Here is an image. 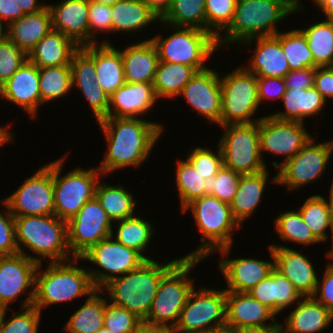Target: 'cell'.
<instances>
[{
  "label": "cell",
  "instance_id": "6da1fadb",
  "mask_svg": "<svg viewBox=\"0 0 333 333\" xmlns=\"http://www.w3.org/2000/svg\"><path fill=\"white\" fill-rule=\"evenodd\" d=\"M98 122L108 143L105 158L98 167L102 174L141 165L163 129L158 122L139 118L105 117Z\"/></svg>",
  "mask_w": 333,
  "mask_h": 333
},
{
  "label": "cell",
  "instance_id": "7a4b0ae2",
  "mask_svg": "<svg viewBox=\"0 0 333 333\" xmlns=\"http://www.w3.org/2000/svg\"><path fill=\"white\" fill-rule=\"evenodd\" d=\"M301 7L299 0H238L233 21L224 30L227 36L217 38L218 48L234 42L250 45L253 38L276 35V23Z\"/></svg>",
  "mask_w": 333,
  "mask_h": 333
},
{
  "label": "cell",
  "instance_id": "3957f363",
  "mask_svg": "<svg viewBox=\"0 0 333 333\" xmlns=\"http://www.w3.org/2000/svg\"><path fill=\"white\" fill-rule=\"evenodd\" d=\"M159 264L144 261L138 268L111 279L102 287L109 292L111 303L122 306L141 321L147 318L163 275L178 261Z\"/></svg>",
  "mask_w": 333,
  "mask_h": 333
},
{
  "label": "cell",
  "instance_id": "277c9868",
  "mask_svg": "<svg viewBox=\"0 0 333 333\" xmlns=\"http://www.w3.org/2000/svg\"><path fill=\"white\" fill-rule=\"evenodd\" d=\"M14 220L19 253L38 263H42L40 256L50 258V262H64L73 258L72 261L76 263L79 260L69 256L67 222L55 214L14 217ZM20 244L36 253L38 258L27 255Z\"/></svg>",
  "mask_w": 333,
  "mask_h": 333
},
{
  "label": "cell",
  "instance_id": "5b68a950",
  "mask_svg": "<svg viewBox=\"0 0 333 333\" xmlns=\"http://www.w3.org/2000/svg\"><path fill=\"white\" fill-rule=\"evenodd\" d=\"M189 208L203 234V243L185 257L205 258L217 249L225 257L233 241L231 231L240 228L232 216L230 205L216 197L205 195L192 200L181 211L185 213Z\"/></svg>",
  "mask_w": 333,
  "mask_h": 333
},
{
  "label": "cell",
  "instance_id": "8992f818",
  "mask_svg": "<svg viewBox=\"0 0 333 333\" xmlns=\"http://www.w3.org/2000/svg\"><path fill=\"white\" fill-rule=\"evenodd\" d=\"M50 262L47 270L40 271L39 263L35 276L33 306L40 312L43 307L90 295L96 290L88 270L74 263Z\"/></svg>",
  "mask_w": 333,
  "mask_h": 333
},
{
  "label": "cell",
  "instance_id": "52a82bcc",
  "mask_svg": "<svg viewBox=\"0 0 333 333\" xmlns=\"http://www.w3.org/2000/svg\"><path fill=\"white\" fill-rule=\"evenodd\" d=\"M202 259L181 257L163 275L156 297L144 322L175 327L188 296L194 288V283L192 279L187 277V274L189 275L195 264H198ZM167 322H171V324L168 325Z\"/></svg>",
  "mask_w": 333,
  "mask_h": 333
},
{
  "label": "cell",
  "instance_id": "ba28073f",
  "mask_svg": "<svg viewBox=\"0 0 333 333\" xmlns=\"http://www.w3.org/2000/svg\"><path fill=\"white\" fill-rule=\"evenodd\" d=\"M171 27L177 30L167 38L158 35L151 38L159 61L188 65L197 72L207 69L204 62L217 51V39L210 32L197 28Z\"/></svg>",
  "mask_w": 333,
  "mask_h": 333
},
{
  "label": "cell",
  "instance_id": "9c48e42d",
  "mask_svg": "<svg viewBox=\"0 0 333 333\" xmlns=\"http://www.w3.org/2000/svg\"><path fill=\"white\" fill-rule=\"evenodd\" d=\"M63 159L52 162L53 192L55 215L68 222L95 196L99 177L103 174L98 168L87 171L78 167L60 177Z\"/></svg>",
  "mask_w": 333,
  "mask_h": 333
},
{
  "label": "cell",
  "instance_id": "30bf717a",
  "mask_svg": "<svg viewBox=\"0 0 333 333\" xmlns=\"http://www.w3.org/2000/svg\"><path fill=\"white\" fill-rule=\"evenodd\" d=\"M219 145L223 166L246 175L266 169L262 160L259 139V121L254 123L227 124Z\"/></svg>",
  "mask_w": 333,
  "mask_h": 333
},
{
  "label": "cell",
  "instance_id": "8fae6325",
  "mask_svg": "<svg viewBox=\"0 0 333 333\" xmlns=\"http://www.w3.org/2000/svg\"><path fill=\"white\" fill-rule=\"evenodd\" d=\"M222 90L221 126L254 123L252 120L259 105L257 76L243 67L220 79ZM251 118V119H250Z\"/></svg>",
  "mask_w": 333,
  "mask_h": 333
},
{
  "label": "cell",
  "instance_id": "7c38bea8",
  "mask_svg": "<svg viewBox=\"0 0 333 333\" xmlns=\"http://www.w3.org/2000/svg\"><path fill=\"white\" fill-rule=\"evenodd\" d=\"M225 324L226 290L202 288L195 292L193 288L173 331L174 333H203Z\"/></svg>",
  "mask_w": 333,
  "mask_h": 333
},
{
  "label": "cell",
  "instance_id": "4fadbf2b",
  "mask_svg": "<svg viewBox=\"0 0 333 333\" xmlns=\"http://www.w3.org/2000/svg\"><path fill=\"white\" fill-rule=\"evenodd\" d=\"M313 142L311 137L305 146L287 161L280 164L274 161L273 166L280 170L272 181L294 190L321 177L331 157L333 141L319 144Z\"/></svg>",
  "mask_w": 333,
  "mask_h": 333
},
{
  "label": "cell",
  "instance_id": "5bb4252c",
  "mask_svg": "<svg viewBox=\"0 0 333 333\" xmlns=\"http://www.w3.org/2000/svg\"><path fill=\"white\" fill-rule=\"evenodd\" d=\"M113 236L112 234L99 241L79 258L97 264L102 270L107 271L88 270L96 289H102L111 279L117 277L116 274L124 275L146 261L137 251L120 244L117 240L113 241Z\"/></svg>",
  "mask_w": 333,
  "mask_h": 333
},
{
  "label": "cell",
  "instance_id": "9a60e30c",
  "mask_svg": "<svg viewBox=\"0 0 333 333\" xmlns=\"http://www.w3.org/2000/svg\"><path fill=\"white\" fill-rule=\"evenodd\" d=\"M111 222L96 196L86 202L67 222L70 255L80 258L99 241L112 236Z\"/></svg>",
  "mask_w": 333,
  "mask_h": 333
},
{
  "label": "cell",
  "instance_id": "2e32d148",
  "mask_svg": "<svg viewBox=\"0 0 333 333\" xmlns=\"http://www.w3.org/2000/svg\"><path fill=\"white\" fill-rule=\"evenodd\" d=\"M5 201L14 217L55 214L52 162L27 178Z\"/></svg>",
  "mask_w": 333,
  "mask_h": 333
},
{
  "label": "cell",
  "instance_id": "e0dca14e",
  "mask_svg": "<svg viewBox=\"0 0 333 333\" xmlns=\"http://www.w3.org/2000/svg\"><path fill=\"white\" fill-rule=\"evenodd\" d=\"M39 263L21 253L0 256V308L8 309L27 288L33 290L22 302V308L33 306L35 276Z\"/></svg>",
  "mask_w": 333,
  "mask_h": 333
},
{
  "label": "cell",
  "instance_id": "ac0fdd59",
  "mask_svg": "<svg viewBox=\"0 0 333 333\" xmlns=\"http://www.w3.org/2000/svg\"><path fill=\"white\" fill-rule=\"evenodd\" d=\"M303 123L285 121L272 115L259 120L260 152L285 155L284 161L293 158L311 139L312 136Z\"/></svg>",
  "mask_w": 333,
  "mask_h": 333
},
{
  "label": "cell",
  "instance_id": "d6986e66",
  "mask_svg": "<svg viewBox=\"0 0 333 333\" xmlns=\"http://www.w3.org/2000/svg\"><path fill=\"white\" fill-rule=\"evenodd\" d=\"M179 95H183L198 114L221 126L222 90L215 70L207 68L196 72Z\"/></svg>",
  "mask_w": 333,
  "mask_h": 333
},
{
  "label": "cell",
  "instance_id": "ffe728a7",
  "mask_svg": "<svg viewBox=\"0 0 333 333\" xmlns=\"http://www.w3.org/2000/svg\"><path fill=\"white\" fill-rule=\"evenodd\" d=\"M0 96L22 107L36 118L38 106L41 105L39 67L27 59L0 87Z\"/></svg>",
  "mask_w": 333,
  "mask_h": 333
},
{
  "label": "cell",
  "instance_id": "44dd1931",
  "mask_svg": "<svg viewBox=\"0 0 333 333\" xmlns=\"http://www.w3.org/2000/svg\"><path fill=\"white\" fill-rule=\"evenodd\" d=\"M275 269L285 276L302 297L313 296L318 278L312 263L300 252L276 244L270 245Z\"/></svg>",
  "mask_w": 333,
  "mask_h": 333
},
{
  "label": "cell",
  "instance_id": "7402d4cb",
  "mask_svg": "<svg viewBox=\"0 0 333 333\" xmlns=\"http://www.w3.org/2000/svg\"><path fill=\"white\" fill-rule=\"evenodd\" d=\"M275 315L248 292L226 291V325L235 330L276 325ZM269 319L273 324H266Z\"/></svg>",
  "mask_w": 333,
  "mask_h": 333
},
{
  "label": "cell",
  "instance_id": "603a6c76",
  "mask_svg": "<svg viewBox=\"0 0 333 333\" xmlns=\"http://www.w3.org/2000/svg\"><path fill=\"white\" fill-rule=\"evenodd\" d=\"M52 16V29L72 39L79 47L89 45V0H64L47 5Z\"/></svg>",
  "mask_w": 333,
  "mask_h": 333
},
{
  "label": "cell",
  "instance_id": "cb8c5ba5",
  "mask_svg": "<svg viewBox=\"0 0 333 333\" xmlns=\"http://www.w3.org/2000/svg\"><path fill=\"white\" fill-rule=\"evenodd\" d=\"M273 262L251 258L222 259L219 262L228 288L226 291L249 292L256 284L271 274L275 269L274 254L269 246Z\"/></svg>",
  "mask_w": 333,
  "mask_h": 333
},
{
  "label": "cell",
  "instance_id": "d4e9b609",
  "mask_svg": "<svg viewBox=\"0 0 333 333\" xmlns=\"http://www.w3.org/2000/svg\"><path fill=\"white\" fill-rule=\"evenodd\" d=\"M157 99L153 83H125L109 96L107 117L136 118L151 109Z\"/></svg>",
  "mask_w": 333,
  "mask_h": 333
},
{
  "label": "cell",
  "instance_id": "484cf974",
  "mask_svg": "<svg viewBox=\"0 0 333 333\" xmlns=\"http://www.w3.org/2000/svg\"><path fill=\"white\" fill-rule=\"evenodd\" d=\"M109 42L104 40L101 45L95 43L80 48L94 61L96 82L110 96L125 84V77L121 52Z\"/></svg>",
  "mask_w": 333,
  "mask_h": 333
},
{
  "label": "cell",
  "instance_id": "4316f807",
  "mask_svg": "<svg viewBox=\"0 0 333 333\" xmlns=\"http://www.w3.org/2000/svg\"><path fill=\"white\" fill-rule=\"evenodd\" d=\"M120 52L125 83L154 82L159 57L151 39L130 45Z\"/></svg>",
  "mask_w": 333,
  "mask_h": 333
},
{
  "label": "cell",
  "instance_id": "83f0119b",
  "mask_svg": "<svg viewBox=\"0 0 333 333\" xmlns=\"http://www.w3.org/2000/svg\"><path fill=\"white\" fill-rule=\"evenodd\" d=\"M256 50L245 69L257 77L284 78L290 72L286 56L281 48L280 33L256 37Z\"/></svg>",
  "mask_w": 333,
  "mask_h": 333
},
{
  "label": "cell",
  "instance_id": "f1b7e54d",
  "mask_svg": "<svg viewBox=\"0 0 333 333\" xmlns=\"http://www.w3.org/2000/svg\"><path fill=\"white\" fill-rule=\"evenodd\" d=\"M80 47L60 31L51 30L29 52L28 60L37 67L70 65Z\"/></svg>",
  "mask_w": 333,
  "mask_h": 333
},
{
  "label": "cell",
  "instance_id": "f546056e",
  "mask_svg": "<svg viewBox=\"0 0 333 333\" xmlns=\"http://www.w3.org/2000/svg\"><path fill=\"white\" fill-rule=\"evenodd\" d=\"M303 298L286 318V327L281 324L283 333H318L333 321V313L313 296Z\"/></svg>",
  "mask_w": 333,
  "mask_h": 333
},
{
  "label": "cell",
  "instance_id": "4dcf8cb0",
  "mask_svg": "<svg viewBox=\"0 0 333 333\" xmlns=\"http://www.w3.org/2000/svg\"><path fill=\"white\" fill-rule=\"evenodd\" d=\"M7 37L27 55L52 30V16L46 6L39 12L28 13L7 26Z\"/></svg>",
  "mask_w": 333,
  "mask_h": 333
},
{
  "label": "cell",
  "instance_id": "1f68e13d",
  "mask_svg": "<svg viewBox=\"0 0 333 333\" xmlns=\"http://www.w3.org/2000/svg\"><path fill=\"white\" fill-rule=\"evenodd\" d=\"M248 293L276 315L302 298L292 283L276 269Z\"/></svg>",
  "mask_w": 333,
  "mask_h": 333
},
{
  "label": "cell",
  "instance_id": "d6a6232c",
  "mask_svg": "<svg viewBox=\"0 0 333 333\" xmlns=\"http://www.w3.org/2000/svg\"><path fill=\"white\" fill-rule=\"evenodd\" d=\"M285 112H278L272 116L279 120L304 123L307 116L317 115L326 101L315 88L286 89L282 98Z\"/></svg>",
  "mask_w": 333,
  "mask_h": 333
},
{
  "label": "cell",
  "instance_id": "836d02e7",
  "mask_svg": "<svg viewBox=\"0 0 333 333\" xmlns=\"http://www.w3.org/2000/svg\"><path fill=\"white\" fill-rule=\"evenodd\" d=\"M267 169L256 174L241 175L239 185L230 203L233 218L241 225L258 206L268 179Z\"/></svg>",
  "mask_w": 333,
  "mask_h": 333
},
{
  "label": "cell",
  "instance_id": "e575fe53",
  "mask_svg": "<svg viewBox=\"0 0 333 333\" xmlns=\"http://www.w3.org/2000/svg\"><path fill=\"white\" fill-rule=\"evenodd\" d=\"M112 31L134 32L160 20L141 0H119L111 6Z\"/></svg>",
  "mask_w": 333,
  "mask_h": 333
},
{
  "label": "cell",
  "instance_id": "d590c367",
  "mask_svg": "<svg viewBox=\"0 0 333 333\" xmlns=\"http://www.w3.org/2000/svg\"><path fill=\"white\" fill-rule=\"evenodd\" d=\"M102 289L92 292L85 304L80 307L64 326L68 333H95L104 326L106 299L99 296Z\"/></svg>",
  "mask_w": 333,
  "mask_h": 333
},
{
  "label": "cell",
  "instance_id": "8d00e7d4",
  "mask_svg": "<svg viewBox=\"0 0 333 333\" xmlns=\"http://www.w3.org/2000/svg\"><path fill=\"white\" fill-rule=\"evenodd\" d=\"M196 72L188 65L159 61L153 82L157 98L178 97Z\"/></svg>",
  "mask_w": 333,
  "mask_h": 333
},
{
  "label": "cell",
  "instance_id": "74e56055",
  "mask_svg": "<svg viewBox=\"0 0 333 333\" xmlns=\"http://www.w3.org/2000/svg\"><path fill=\"white\" fill-rule=\"evenodd\" d=\"M206 0H172L160 22L173 27H192L206 31Z\"/></svg>",
  "mask_w": 333,
  "mask_h": 333
},
{
  "label": "cell",
  "instance_id": "f35d334b",
  "mask_svg": "<svg viewBox=\"0 0 333 333\" xmlns=\"http://www.w3.org/2000/svg\"><path fill=\"white\" fill-rule=\"evenodd\" d=\"M95 196L111 221H121L134 216L136 201L122 186L97 183Z\"/></svg>",
  "mask_w": 333,
  "mask_h": 333
},
{
  "label": "cell",
  "instance_id": "ab89813d",
  "mask_svg": "<svg viewBox=\"0 0 333 333\" xmlns=\"http://www.w3.org/2000/svg\"><path fill=\"white\" fill-rule=\"evenodd\" d=\"M313 62L317 67L333 63V21L325 20L303 29Z\"/></svg>",
  "mask_w": 333,
  "mask_h": 333
},
{
  "label": "cell",
  "instance_id": "60d3db41",
  "mask_svg": "<svg viewBox=\"0 0 333 333\" xmlns=\"http://www.w3.org/2000/svg\"><path fill=\"white\" fill-rule=\"evenodd\" d=\"M70 65L39 68L41 104L62 97L72 88Z\"/></svg>",
  "mask_w": 333,
  "mask_h": 333
},
{
  "label": "cell",
  "instance_id": "b9f144b4",
  "mask_svg": "<svg viewBox=\"0 0 333 333\" xmlns=\"http://www.w3.org/2000/svg\"><path fill=\"white\" fill-rule=\"evenodd\" d=\"M120 222L116 233V238L120 244L137 251L145 260H150L144 256L146 246L150 242L154 233L152 225L136 216L118 221Z\"/></svg>",
  "mask_w": 333,
  "mask_h": 333
},
{
  "label": "cell",
  "instance_id": "7bdbcfd3",
  "mask_svg": "<svg viewBox=\"0 0 333 333\" xmlns=\"http://www.w3.org/2000/svg\"><path fill=\"white\" fill-rule=\"evenodd\" d=\"M280 44L290 71L317 67L313 62V55L309 49L306 36L301 29L280 33Z\"/></svg>",
  "mask_w": 333,
  "mask_h": 333
},
{
  "label": "cell",
  "instance_id": "ee69618b",
  "mask_svg": "<svg viewBox=\"0 0 333 333\" xmlns=\"http://www.w3.org/2000/svg\"><path fill=\"white\" fill-rule=\"evenodd\" d=\"M304 222L319 242L328 240L326 229L332 231L329 207L326 199L321 195H312L298 210Z\"/></svg>",
  "mask_w": 333,
  "mask_h": 333
},
{
  "label": "cell",
  "instance_id": "f6af8a7d",
  "mask_svg": "<svg viewBox=\"0 0 333 333\" xmlns=\"http://www.w3.org/2000/svg\"><path fill=\"white\" fill-rule=\"evenodd\" d=\"M176 186L180 197V206L184 207L192 200L205 196V179L196 172L193 165L186 159V161H178L176 167Z\"/></svg>",
  "mask_w": 333,
  "mask_h": 333
},
{
  "label": "cell",
  "instance_id": "bcb514c9",
  "mask_svg": "<svg viewBox=\"0 0 333 333\" xmlns=\"http://www.w3.org/2000/svg\"><path fill=\"white\" fill-rule=\"evenodd\" d=\"M275 228L282 241L289 240L302 245L319 243L298 210L287 211L278 216L275 219Z\"/></svg>",
  "mask_w": 333,
  "mask_h": 333
},
{
  "label": "cell",
  "instance_id": "7dc6e473",
  "mask_svg": "<svg viewBox=\"0 0 333 333\" xmlns=\"http://www.w3.org/2000/svg\"><path fill=\"white\" fill-rule=\"evenodd\" d=\"M238 0H206V31L216 39L233 21Z\"/></svg>",
  "mask_w": 333,
  "mask_h": 333
},
{
  "label": "cell",
  "instance_id": "c3c4849f",
  "mask_svg": "<svg viewBox=\"0 0 333 333\" xmlns=\"http://www.w3.org/2000/svg\"><path fill=\"white\" fill-rule=\"evenodd\" d=\"M241 175L222 166L215 177L205 179L206 195L216 197L230 205L237 192Z\"/></svg>",
  "mask_w": 333,
  "mask_h": 333
},
{
  "label": "cell",
  "instance_id": "681fc988",
  "mask_svg": "<svg viewBox=\"0 0 333 333\" xmlns=\"http://www.w3.org/2000/svg\"><path fill=\"white\" fill-rule=\"evenodd\" d=\"M27 59V54L8 37L0 41V87Z\"/></svg>",
  "mask_w": 333,
  "mask_h": 333
},
{
  "label": "cell",
  "instance_id": "f907efd6",
  "mask_svg": "<svg viewBox=\"0 0 333 333\" xmlns=\"http://www.w3.org/2000/svg\"><path fill=\"white\" fill-rule=\"evenodd\" d=\"M141 322L133 313L122 306L107 303L104 315V327L111 333H135Z\"/></svg>",
  "mask_w": 333,
  "mask_h": 333
},
{
  "label": "cell",
  "instance_id": "816d5d0a",
  "mask_svg": "<svg viewBox=\"0 0 333 333\" xmlns=\"http://www.w3.org/2000/svg\"><path fill=\"white\" fill-rule=\"evenodd\" d=\"M6 309H4L0 324V333H38V324L41 312L34 306L24 308L22 313H13L10 321H5Z\"/></svg>",
  "mask_w": 333,
  "mask_h": 333
},
{
  "label": "cell",
  "instance_id": "f5cc1de1",
  "mask_svg": "<svg viewBox=\"0 0 333 333\" xmlns=\"http://www.w3.org/2000/svg\"><path fill=\"white\" fill-rule=\"evenodd\" d=\"M190 152L187 160L204 179L215 177L223 166V156L220 145L217 154L203 147L193 148Z\"/></svg>",
  "mask_w": 333,
  "mask_h": 333
},
{
  "label": "cell",
  "instance_id": "db71d44e",
  "mask_svg": "<svg viewBox=\"0 0 333 333\" xmlns=\"http://www.w3.org/2000/svg\"><path fill=\"white\" fill-rule=\"evenodd\" d=\"M72 85H88L96 82L94 61L80 48L72 57Z\"/></svg>",
  "mask_w": 333,
  "mask_h": 333
},
{
  "label": "cell",
  "instance_id": "11a10c76",
  "mask_svg": "<svg viewBox=\"0 0 333 333\" xmlns=\"http://www.w3.org/2000/svg\"><path fill=\"white\" fill-rule=\"evenodd\" d=\"M89 45L95 41V31H112L111 6L89 1Z\"/></svg>",
  "mask_w": 333,
  "mask_h": 333
},
{
  "label": "cell",
  "instance_id": "9f6ffc18",
  "mask_svg": "<svg viewBox=\"0 0 333 333\" xmlns=\"http://www.w3.org/2000/svg\"><path fill=\"white\" fill-rule=\"evenodd\" d=\"M80 88L84 97L90 104V108L97 119V122L108 116L109 95L97 83L93 82L88 85H72Z\"/></svg>",
  "mask_w": 333,
  "mask_h": 333
},
{
  "label": "cell",
  "instance_id": "6f0895ef",
  "mask_svg": "<svg viewBox=\"0 0 333 333\" xmlns=\"http://www.w3.org/2000/svg\"><path fill=\"white\" fill-rule=\"evenodd\" d=\"M2 204L8 210H6V215L0 213V256L14 255L19 253L16 244L15 220L5 200L2 201Z\"/></svg>",
  "mask_w": 333,
  "mask_h": 333
},
{
  "label": "cell",
  "instance_id": "680465c9",
  "mask_svg": "<svg viewBox=\"0 0 333 333\" xmlns=\"http://www.w3.org/2000/svg\"><path fill=\"white\" fill-rule=\"evenodd\" d=\"M257 91L259 104L265 99L275 100L281 98L280 100H282L286 91L284 78L257 77Z\"/></svg>",
  "mask_w": 333,
  "mask_h": 333
},
{
  "label": "cell",
  "instance_id": "91938a15",
  "mask_svg": "<svg viewBox=\"0 0 333 333\" xmlns=\"http://www.w3.org/2000/svg\"><path fill=\"white\" fill-rule=\"evenodd\" d=\"M316 67L291 70L284 77L286 89H309L314 87Z\"/></svg>",
  "mask_w": 333,
  "mask_h": 333
},
{
  "label": "cell",
  "instance_id": "94428289",
  "mask_svg": "<svg viewBox=\"0 0 333 333\" xmlns=\"http://www.w3.org/2000/svg\"><path fill=\"white\" fill-rule=\"evenodd\" d=\"M321 283L318 279V284L313 297L333 313V263L327 265Z\"/></svg>",
  "mask_w": 333,
  "mask_h": 333
},
{
  "label": "cell",
  "instance_id": "6125c7cd",
  "mask_svg": "<svg viewBox=\"0 0 333 333\" xmlns=\"http://www.w3.org/2000/svg\"><path fill=\"white\" fill-rule=\"evenodd\" d=\"M314 87L325 100L333 98V69L331 66L316 67Z\"/></svg>",
  "mask_w": 333,
  "mask_h": 333
},
{
  "label": "cell",
  "instance_id": "be15d7a7",
  "mask_svg": "<svg viewBox=\"0 0 333 333\" xmlns=\"http://www.w3.org/2000/svg\"><path fill=\"white\" fill-rule=\"evenodd\" d=\"M25 13L15 0H0V20H6L9 26L12 22L16 21Z\"/></svg>",
  "mask_w": 333,
  "mask_h": 333
},
{
  "label": "cell",
  "instance_id": "e7e4bbea",
  "mask_svg": "<svg viewBox=\"0 0 333 333\" xmlns=\"http://www.w3.org/2000/svg\"><path fill=\"white\" fill-rule=\"evenodd\" d=\"M135 333H174L173 328L166 325L149 324L141 321Z\"/></svg>",
  "mask_w": 333,
  "mask_h": 333
},
{
  "label": "cell",
  "instance_id": "03108f58",
  "mask_svg": "<svg viewBox=\"0 0 333 333\" xmlns=\"http://www.w3.org/2000/svg\"><path fill=\"white\" fill-rule=\"evenodd\" d=\"M152 11H154L159 18H161L165 12L169 9L172 0H141Z\"/></svg>",
  "mask_w": 333,
  "mask_h": 333
},
{
  "label": "cell",
  "instance_id": "003e7915",
  "mask_svg": "<svg viewBox=\"0 0 333 333\" xmlns=\"http://www.w3.org/2000/svg\"><path fill=\"white\" fill-rule=\"evenodd\" d=\"M238 333H283L281 323L272 326L244 328L238 330Z\"/></svg>",
  "mask_w": 333,
  "mask_h": 333
},
{
  "label": "cell",
  "instance_id": "a7ac6f4b",
  "mask_svg": "<svg viewBox=\"0 0 333 333\" xmlns=\"http://www.w3.org/2000/svg\"><path fill=\"white\" fill-rule=\"evenodd\" d=\"M25 14L36 13L44 9L47 5H37V0H15Z\"/></svg>",
  "mask_w": 333,
  "mask_h": 333
},
{
  "label": "cell",
  "instance_id": "89a4df30",
  "mask_svg": "<svg viewBox=\"0 0 333 333\" xmlns=\"http://www.w3.org/2000/svg\"><path fill=\"white\" fill-rule=\"evenodd\" d=\"M324 12L327 20L333 21V0H312Z\"/></svg>",
  "mask_w": 333,
  "mask_h": 333
},
{
  "label": "cell",
  "instance_id": "2644e50d",
  "mask_svg": "<svg viewBox=\"0 0 333 333\" xmlns=\"http://www.w3.org/2000/svg\"><path fill=\"white\" fill-rule=\"evenodd\" d=\"M203 333H238V330H235L231 326L225 324L217 328L209 329Z\"/></svg>",
  "mask_w": 333,
  "mask_h": 333
},
{
  "label": "cell",
  "instance_id": "8c879c8a",
  "mask_svg": "<svg viewBox=\"0 0 333 333\" xmlns=\"http://www.w3.org/2000/svg\"><path fill=\"white\" fill-rule=\"evenodd\" d=\"M329 201H327L328 207H329V213H330V221H331V226H332V240H333V182L331 185V189L329 192ZM333 244V241H332ZM333 249V247H332Z\"/></svg>",
  "mask_w": 333,
  "mask_h": 333
},
{
  "label": "cell",
  "instance_id": "753ad0ef",
  "mask_svg": "<svg viewBox=\"0 0 333 333\" xmlns=\"http://www.w3.org/2000/svg\"><path fill=\"white\" fill-rule=\"evenodd\" d=\"M12 134L5 127H0V147L6 142H9L12 139Z\"/></svg>",
  "mask_w": 333,
  "mask_h": 333
},
{
  "label": "cell",
  "instance_id": "34e18365",
  "mask_svg": "<svg viewBox=\"0 0 333 333\" xmlns=\"http://www.w3.org/2000/svg\"><path fill=\"white\" fill-rule=\"evenodd\" d=\"M91 2H96V3H102V4H106L109 6H112L113 4H115L116 2H118L119 0H89Z\"/></svg>",
  "mask_w": 333,
  "mask_h": 333
},
{
  "label": "cell",
  "instance_id": "11e5206c",
  "mask_svg": "<svg viewBox=\"0 0 333 333\" xmlns=\"http://www.w3.org/2000/svg\"><path fill=\"white\" fill-rule=\"evenodd\" d=\"M3 21L0 20V41L7 37V32L3 31Z\"/></svg>",
  "mask_w": 333,
  "mask_h": 333
},
{
  "label": "cell",
  "instance_id": "2a66077c",
  "mask_svg": "<svg viewBox=\"0 0 333 333\" xmlns=\"http://www.w3.org/2000/svg\"><path fill=\"white\" fill-rule=\"evenodd\" d=\"M95 333H111V331L108 328H106V327L103 326L101 329H99Z\"/></svg>",
  "mask_w": 333,
  "mask_h": 333
},
{
  "label": "cell",
  "instance_id": "b9fcfbb0",
  "mask_svg": "<svg viewBox=\"0 0 333 333\" xmlns=\"http://www.w3.org/2000/svg\"><path fill=\"white\" fill-rule=\"evenodd\" d=\"M329 257L333 260V249L328 252Z\"/></svg>",
  "mask_w": 333,
  "mask_h": 333
},
{
  "label": "cell",
  "instance_id": "09005b40",
  "mask_svg": "<svg viewBox=\"0 0 333 333\" xmlns=\"http://www.w3.org/2000/svg\"><path fill=\"white\" fill-rule=\"evenodd\" d=\"M3 312H4V309L0 308V324H1Z\"/></svg>",
  "mask_w": 333,
  "mask_h": 333
}]
</instances>
